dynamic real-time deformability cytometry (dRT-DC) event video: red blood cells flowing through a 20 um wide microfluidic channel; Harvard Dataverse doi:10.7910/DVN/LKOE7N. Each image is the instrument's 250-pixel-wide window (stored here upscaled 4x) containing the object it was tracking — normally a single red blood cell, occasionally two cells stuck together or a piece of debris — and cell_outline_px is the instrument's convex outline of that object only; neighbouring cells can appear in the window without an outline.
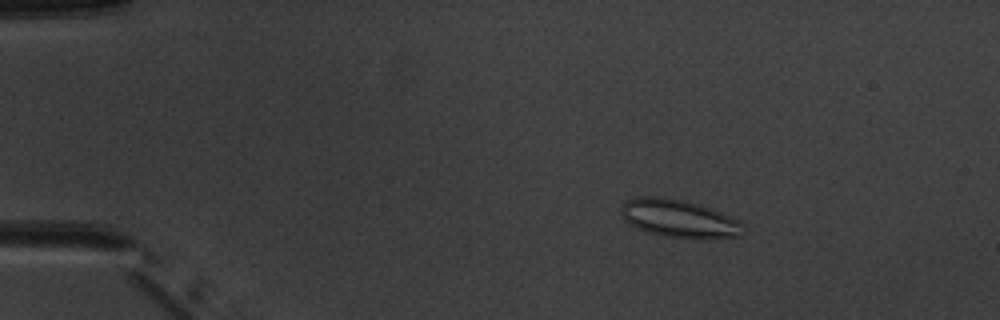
{"species": "common noctule bat (a hibernating species)", "species_latin": "Nyctalus noctula", "temperature_condition": "warm", "stored_images_in_passage": 5, "camera_frame_rate_fps": 3000, "um_per_image_px": 0.085, "animal": {"sex": "male", "body_mass_g": 20.1, "forearm_length_mm": 53.5}, "frame": {"image": 1, "passage_image": 3, "time_ms": 2.333, "image_size_px": [1000, 320], "cell_outline_px": [[744, 224], [740, 236], [704, 240], [664, 236], [648, 232], [636, 228], [628, 224], [624, 220], [620, 208], [628, 200], [636, 196], [656, 196], [684, 200], [712, 208], [740, 220]], "centroid_in_image_um": [57.74, 18.59], "position_along_channel_um": 27.3, "area_um2": 27.4}}